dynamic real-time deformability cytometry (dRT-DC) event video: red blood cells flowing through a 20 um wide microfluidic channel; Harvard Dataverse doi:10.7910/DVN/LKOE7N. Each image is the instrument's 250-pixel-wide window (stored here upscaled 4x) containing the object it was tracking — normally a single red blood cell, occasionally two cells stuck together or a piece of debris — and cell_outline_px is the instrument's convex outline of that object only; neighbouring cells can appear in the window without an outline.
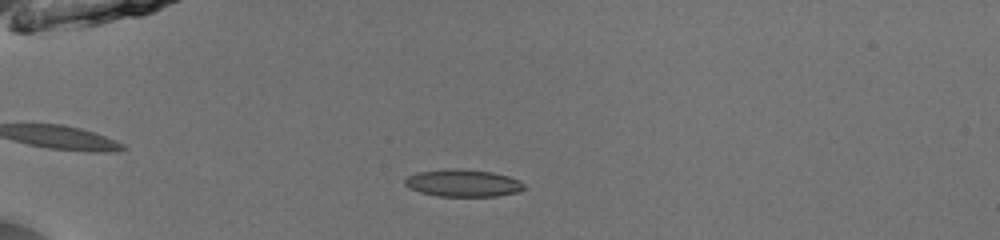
{"species": "common noctule bat (a hibernating species)", "species_latin": "Nyctalus noctula", "temperature_condition": "room temperature", "stored_images_in_passage": 43, "camera_frame_rate_fps": 3000, "um_per_image_px": 0.085, "animal": {"sex": "male", "body_mass_g": 13.0, "forearm_length_mm": 53.1}, "frame": {"image": 1, "passage_image": 6, "time_ms": 1.667, "image_size_px": [1000, 240], "cell_outline_px": [[528, 188], [516, 192], [496, 196], [440, 196], [420, 192], [408, 188], [404, 184], [404, 180], [408, 176], [416, 172], [452, 168], [456, 168], [492, 172], [508, 176], [520, 180]], "centroid_in_image_um": [39.35, 15.55], "position_along_channel_um": 45.6, "area_um2": 19.02}}
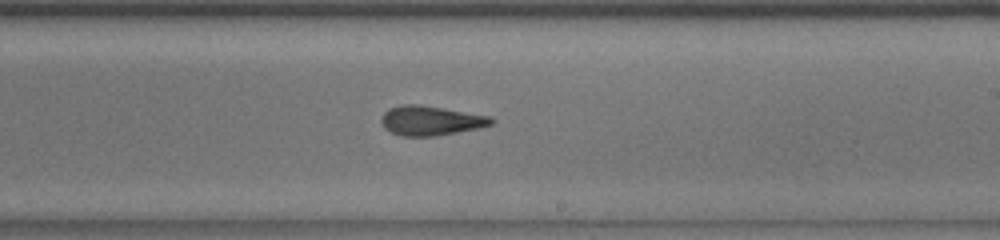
{"frame": {"image": 2, "passage_image": 24, "time_ms": 7.667, "image_size_px": [1000, 240], "cell_outline_px": [[496, 120], [492, 124], [476, 128], [436, 136], [400, 136], [384, 128], [380, 120], [384, 112], [388, 108], [404, 104], [420, 104], [444, 108], [488, 116]], "centroid_in_image_um": [36.56, 10.24], "position_along_channel_um": 252.4, "area_um2": 18.84}}
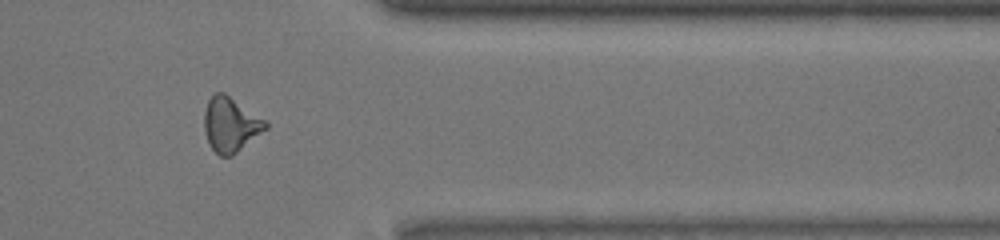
{"frame": {"image": 3, "passage_image": 35, "time_ms": 11.333, "image_size_px": [1000, 240], "cell_outline_px": [[268, 128], [232, 156], [220, 156], [208, 144], [204, 132], [204, 112], [208, 100], [216, 92], [224, 92], [264, 120], [268, 124]], "centroid_in_image_um": [19.57, 10.6], "position_along_channel_um": 391.8, "area_um2": 19.36}, "authors_computed_cell_mechanics": {"area_um2": 18.785, "velocity_mm_per_s": 3.9792, "shape_relaxation_time_tau1_ms": 4.4242, "shape_relaxation_time_tau2_ms": 2.4474, "deformation_change_tau1": 0.1506, "deformation_change_tau2": 0.1066}}